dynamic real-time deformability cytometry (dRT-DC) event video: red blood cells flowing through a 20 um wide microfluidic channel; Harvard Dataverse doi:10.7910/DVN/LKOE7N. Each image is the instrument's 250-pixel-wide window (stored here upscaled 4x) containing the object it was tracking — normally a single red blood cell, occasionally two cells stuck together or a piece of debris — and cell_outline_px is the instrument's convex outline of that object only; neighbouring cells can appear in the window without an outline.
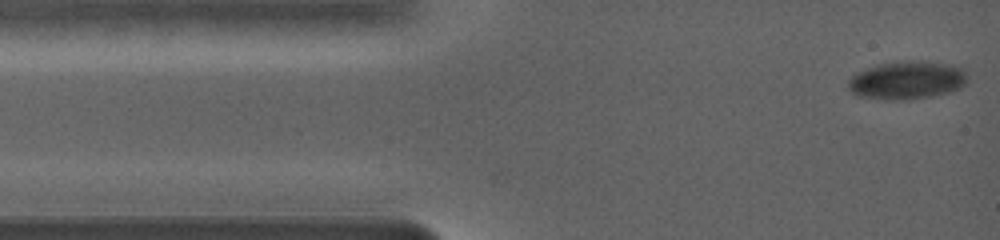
{"species": "common noctule bat (a hibernating species)", "species_latin": "Nyctalus noctula", "temperature_condition": "warm", "stored_images_in_passage": 44, "camera_frame_rate_fps": 5000, "um_per_image_px": 0.085, "animal": {"sex": "female", "body_mass_g": 19.0, "forearm_length_mm": 56.7}, "frame": {"image": 1, "passage_image": 1, "time_ms": 0.0, "image_size_px": [1000, 240], "cell_outline_px": [[968, 80], [960, 88], [948, 92], [932, 96], [908, 100], [888, 100], [856, 96], [848, 88], [848, 80], [852, 76], [876, 64], [912, 60], [924, 60], [948, 64], [964, 68], [968, 76]], "centroid_in_image_um": [77.12, 6.82], "position_along_channel_um": 7.9, "area_um2": 26.76}}
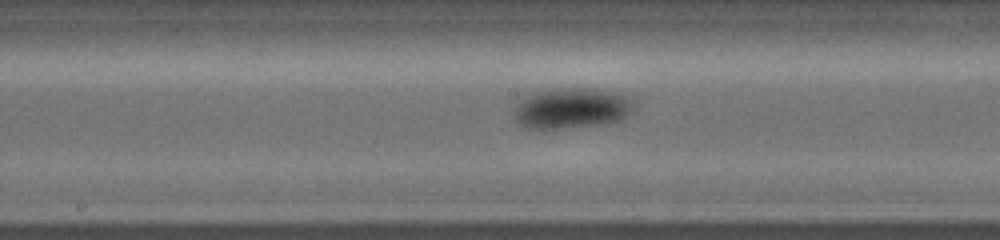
{"frame": {"image": 2, "passage_image": 18, "time_ms": 7.0, "image_size_px": [1000, 240], "cell_outline_px": [[628, 108], [624, 116], [620, 120], [600, 124], [544, 132], [524, 128], [516, 120], [516, 112], [520, 104], [528, 96], [536, 92], [552, 88], [592, 88], [624, 96]], "centroid_in_image_um": [48.43, 9.26], "position_along_channel_um": 199.8, "area_um2": 27.63}}
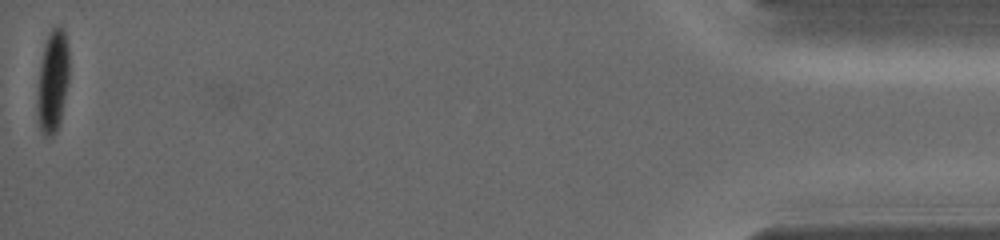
{"frame": {"image": 3, "passage_image": 44, "time_ms": 17.2, "image_size_px": [1000, 240], "cell_outline_px": [[68, 80], [60, 124], [56, 132], [52, 136], [44, 136], [40, 132], [36, 112], [36, 100], [40, 64], [44, 44], [48, 32], [56, 24], [60, 24], [64, 28], [68, 48]], "centroid_in_image_um": [4.46, 6.9], "position_along_channel_um": 430.7, "area_um2": 19.54}, "authors_computed_cell_mechanics": {"area_um2": 24.1315, "velocity_mm_per_s": 3.6812, "shape_relaxation_time_tau1_ms": 1.8767, "shape_relaxation_time_tau2_ms": null, "deformation_change_tau1": 0.1137, "deformation_change_tau2": null}}